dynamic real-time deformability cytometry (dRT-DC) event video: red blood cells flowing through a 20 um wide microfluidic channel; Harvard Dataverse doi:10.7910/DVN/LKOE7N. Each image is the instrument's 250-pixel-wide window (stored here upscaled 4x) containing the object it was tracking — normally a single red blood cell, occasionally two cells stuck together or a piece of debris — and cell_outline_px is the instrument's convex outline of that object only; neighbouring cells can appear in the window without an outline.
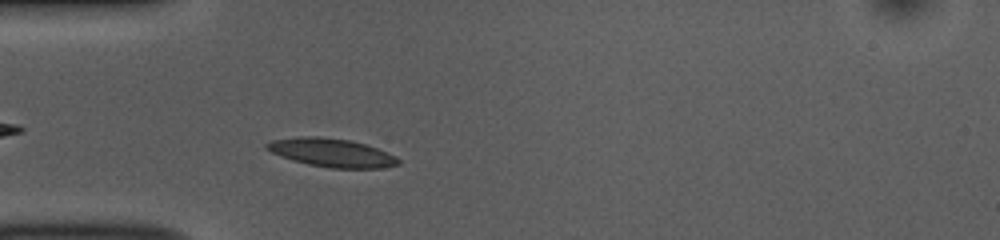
{"species": "common noctule bat (a hibernating species)", "species_latin": "Nyctalus noctula", "temperature_condition": "room temperature", "stored_images_in_passage": 43, "camera_frame_rate_fps": 3000, "um_per_image_px": 0.085, "animal": {"sex": "female", "body_mass_g": 10.0, "forearm_length_mm": 53.1}, "frame": {"image": 1, "passage_image": 6, "time_ms": 1.667, "image_size_px": [1000, 240], "cell_outline_px": [[400, 164], [384, 168], [332, 168], [308, 164], [292, 160], [280, 156], [264, 148], [264, 144], [272, 140], [300, 136], [320, 136], [348, 140], [364, 144], [388, 152], [396, 156], [400, 160]], "centroid_in_image_um": [28.18, 12.98], "position_along_channel_um": 56.8, "area_um2": 21.85}}
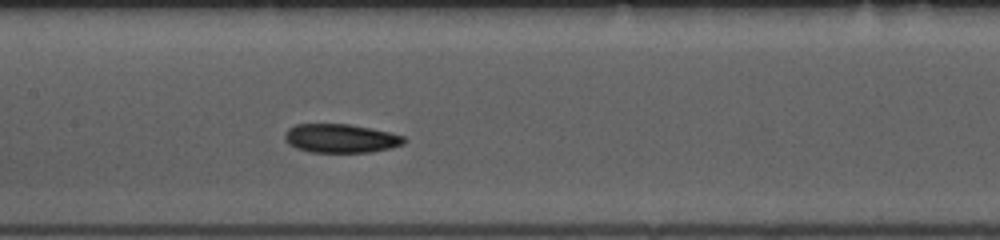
{"frame": {"image": 2, "passage_image": 16, "time_ms": 5.0, "image_size_px": [1000, 240], "cell_outline_px": [[408, 140], [404, 144], [392, 148], [372, 152], [308, 152], [296, 148], [288, 144], [284, 136], [284, 132], [288, 128], [296, 124], [348, 124], [392, 132], [404, 136]], "centroid_in_image_um": [28.99, 11.76], "position_along_channel_um": 178.4, "area_um2": 20.29}}
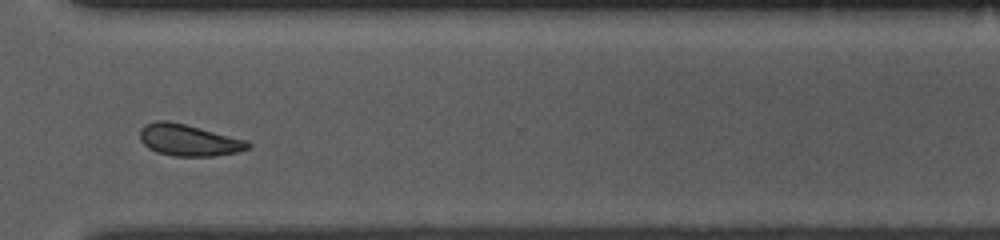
{"frame": {"image": 3, "passage_image": 30, "time_ms": 9.667, "image_size_px": [1000, 240], "cell_outline_px": [[252, 144], [248, 148], [240, 152], [216, 156], [172, 156], [156, 152], [148, 148], [140, 140], [140, 128], [144, 124], [156, 120], [168, 120], [248, 140]], "centroid_in_image_um": [16.03, 11.91], "position_along_channel_um": 354.6, "area_um2": 20.11}, "authors_computed_cell_mechanics": {"area_um2": 20.2878, "velocity_mm_per_s": 3.7811, "shape_relaxation_time_tau1_ms": 7.4424, "shape_relaxation_time_tau2_ms": 8.6678, "deformation_change_tau1": 0.1359, "deformation_change_tau2": 0.1538}}